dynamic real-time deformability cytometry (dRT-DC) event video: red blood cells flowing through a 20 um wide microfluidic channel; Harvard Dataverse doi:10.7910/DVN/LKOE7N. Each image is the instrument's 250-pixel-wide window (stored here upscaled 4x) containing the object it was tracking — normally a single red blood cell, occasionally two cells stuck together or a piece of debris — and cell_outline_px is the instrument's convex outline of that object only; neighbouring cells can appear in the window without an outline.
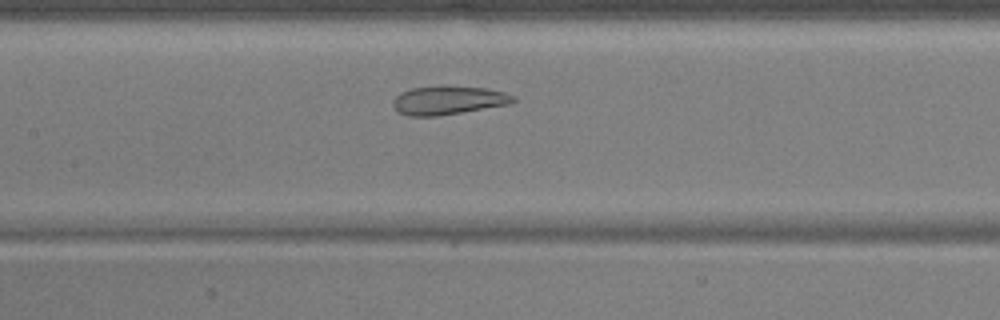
{"species": "common noctule bat (a hibernating species)", "species_latin": "Nyctalus noctula", "temperature_condition": "warm", "stored_images_in_passage": 44, "camera_frame_rate_fps": 3000, "um_per_image_px": 0.085, "animal": {"sex": "male", "body_mass_g": 17.9, "forearm_length_mm": 54.2}, "frame": {"image": 1, "passage_image": 16, "time_ms": 5.0, "image_size_px": [1000, 320], "cell_outline_px": [[516, 100], [512, 104], [436, 116], [408, 116], [396, 112], [392, 104], [392, 100], [396, 96], [412, 88], [484, 88], [504, 92], [512, 96]], "centroid_in_image_um": [38.08, 8.57], "position_along_channel_um": 169.3, "area_um2": 19.31}}
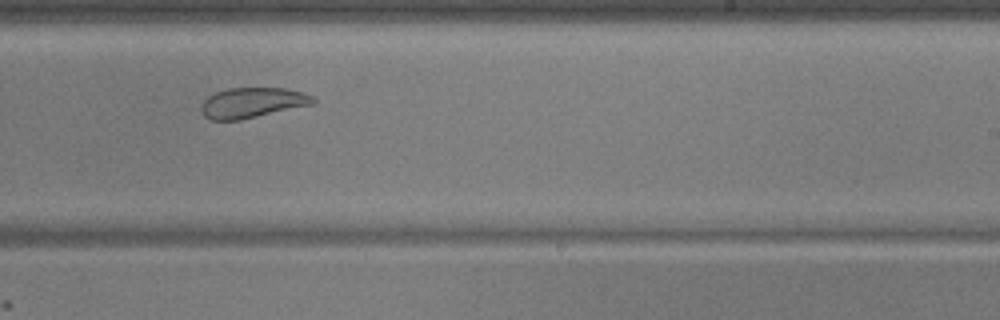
{"frame": {"image": 2, "passage_image": 24, "time_ms": 7.667, "image_size_px": [1000, 320], "cell_outline_px": [[316, 104], [240, 120], [208, 120], [204, 116], [200, 108], [200, 104], [208, 96], [216, 92], [228, 88], [284, 88], [304, 92], [312, 96], [316, 100]], "centroid_in_image_um": [21.45, 8.73], "position_along_channel_um": 267.5, "area_um2": 20.0}}
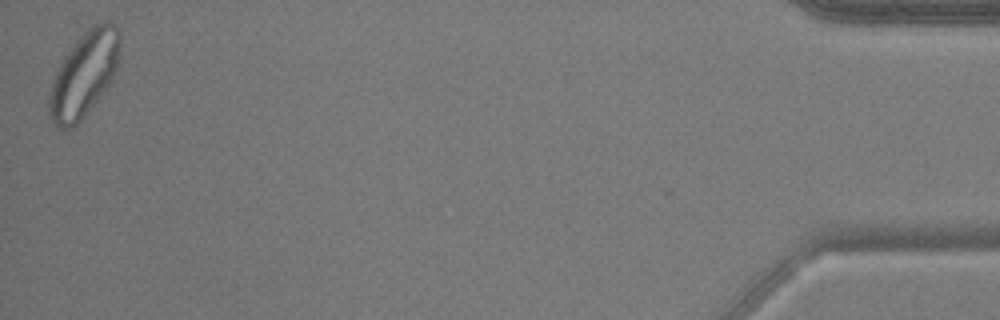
{"frame": {"image": 3, "passage_image": 44, "time_ms": 14.333, "image_size_px": [1000, 320], "cell_outline_px": [[120, 44], [116, 68], [112, 80], [84, 116], [72, 128], [56, 128], [48, 112], [48, 92], [52, 80], [60, 64], [76, 40], [92, 24], [104, 20], [108, 20], [116, 24], [120, 28]], "centroid_in_image_um": [7.14, 6.28], "position_along_channel_um": 428.1, "area_um2": 35.03}, "authors_computed_cell_mechanics": {"area_um2": 23.987, "velocity_mm_per_s": 3.6982, "shape_relaxation_time_tau1_ms": null, "shape_relaxation_time_tau2_ms": 1.4448, "deformation_change_tau1": null, "deformation_change_tau2": 0.0762}}